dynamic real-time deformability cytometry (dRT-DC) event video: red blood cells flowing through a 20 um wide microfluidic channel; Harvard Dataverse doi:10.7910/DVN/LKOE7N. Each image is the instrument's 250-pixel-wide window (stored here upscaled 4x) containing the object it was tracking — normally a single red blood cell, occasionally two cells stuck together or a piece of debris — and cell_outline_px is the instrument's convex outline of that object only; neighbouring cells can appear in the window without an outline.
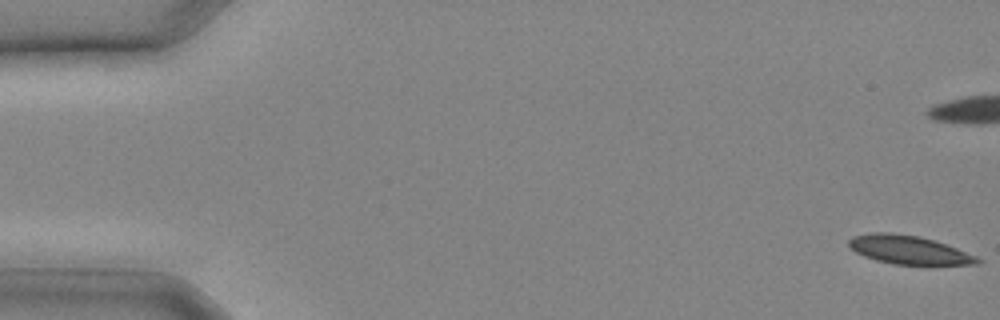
{"species": "common noctule bat (a hibernating species)", "species_latin": "Nyctalus noctula", "temperature_condition": "cold", "stored_images_in_passage": 21, "camera_frame_rate_fps": 3000, "um_per_image_px": 0.085, "animal": {"sex": "male", "body_mass_g": 20.4}, "frame": {"image": 1, "passage_image": 1, "time_ms": 0.0, "image_size_px": [1000, 320], "cell_outline_px": [[984, 260], [976, 264], [892, 264], [876, 260], [864, 256], [856, 252], [848, 244], [848, 240], [852, 236], [868, 232], [892, 232], [920, 236], [956, 248], [976, 256]], "centroid_in_image_um": [77.2, 21.22], "position_along_channel_um": 7.8, "area_um2": 21.27}}
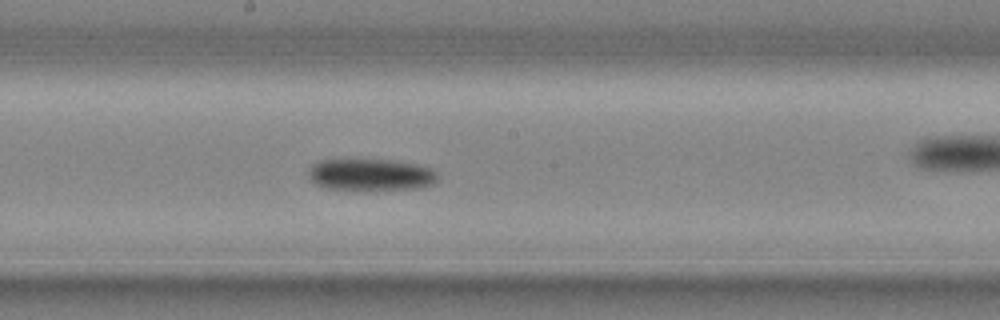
{"frame": {"image": 2, "passage_image": 15, "time_ms": 4.667, "image_size_px": [1000, 320], "cell_outline_px": [[436, 184], [420, 188], [368, 192], [324, 188], [316, 184], [308, 176], [308, 168], [312, 164], [320, 160], [392, 160], [416, 164], [432, 168], [436, 172]], "centroid_in_image_um": [31.51, 14.89], "position_along_channel_um": 216.7, "area_um2": 24.85}}
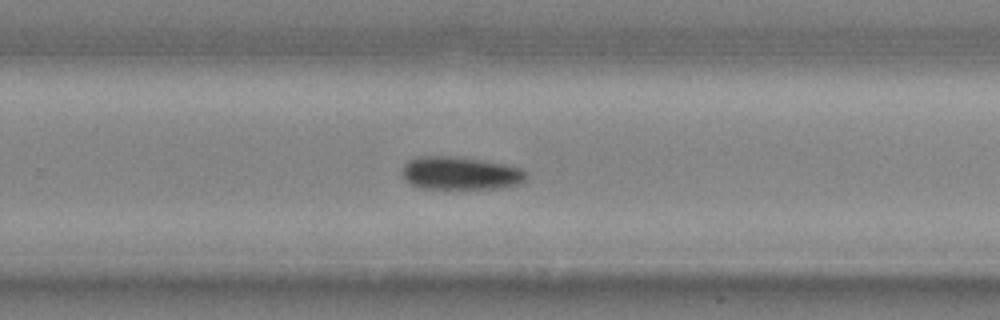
{"frame": {"image": 3, "passage_image": 18, "time_ms": 5.667, "image_size_px": [1000, 320], "cell_outline_px": [[524, 180], [520, 184], [504, 188], [420, 188], [404, 180], [400, 172], [404, 164], [408, 160], [420, 156], [448, 156], [484, 160], [508, 164], [520, 168], [524, 172]], "centroid_in_image_um": [39.09, 14.72], "position_along_channel_um": 290.7, "area_um2": 23.93}}